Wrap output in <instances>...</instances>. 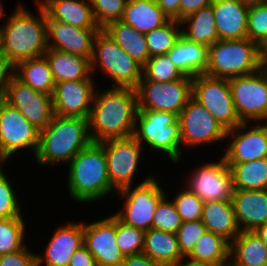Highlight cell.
Returning a JSON list of instances; mask_svg holds the SVG:
<instances>
[{
    "mask_svg": "<svg viewBox=\"0 0 267 266\" xmlns=\"http://www.w3.org/2000/svg\"><path fill=\"white\" fill-rule=\"evenodd\" d=\"M97 88L88 118L92 142L132 136L138 111L135 88ZM103 90V91H102Z\"/></svg>",
    "mask_w": 267,
    "mask_h": 266,
    "instance_id": "6da1fadb",
    "label": "cell"
},
{
    "mask_svg": "<svg viewBox=\"0 0 267 266\" xmlns=\"http://www.w3.org/2000/svg\"><path fill=\"white\" fill-rule=\"evenodd\" d=\"M34 1L38 15L20 2L0 26V53L14 66L22 60L43 56L48 50L46 13Z\"/></svg>",
    "mask_w": 267,
    "mask_h": 266,
    "instance_id": "7a4b0ae2",
    "label": "cell"
},
{
    "mask_svg": "<svg viewBox=\"0 0 267 266\" xmlns=\"http://www.w3.org/2000/svg\"><path fill=\"white\" fill-rule=\"evenodd\" d=\"M65 167L67 168V191L75 202L89 204L100 202L110 194L116 195L109 181L103 145L91 142ZM100 200V201H99Z\"/></svg>",
    "mask_w": 267,
    "mask_h": 266,
    "instance_id": "3957f363",
    "label": "cell"
},
{
    "mask_svg": "<svg viewBox=\"0 0 267 266\" xmlns=\"http://www.w3.org/2000/svg\"><path fill=\"white\" fill-rule=\"evenodd\" d=\"M91 142L87 118L54 115L47 127L40 131L35 162L43 168L66 166Z\"/></svg>",
    "mask_w": 267,
    "mask_h": 266,
    "instance_id": "277c9868",
    "label": "cell"
},
{
    "mask_svg": "<svg viewBox=\"0 0 267 266\" xmlns=\"http://www.w3.org/2000/svg\"><path fill=\"white\" fill-rule=\"evenodd\" d=\"M133 136L152 154H165L173 162L172 165L182 162V155L185 154L181 151L179 120L176 114L162 110H138Z\"/></svg>",
    "mask_w": 267,
    "mask_h": 266,
    "instance_id": "5b68a950",
    "label": "cell"
},
{
    "mask_svg": "<svg viewBox=\"0 0 267 266\" xmlns=\"http://www.w3.org/2000/svg\"><path fill=\"white\" fill-rule=\"evenodd\" d=\"M90 69L93 76L100 70V74L112 81L111 87L136 88L142 78L143 66L101 29L95 37Z\"/></svg>",
    "mask_w": 267,
    "mask_h": 266,
    "instance_id": "8992f818",
    "label": "cell"
},
{
    "mask_svg": "<svg viewBox=\"0 0 267 266\" xmlns=\"http://www.w3.org/2000/svg\"><path fill=\"white\" fill-rule=\"evenodd\" d=\"M154 174V175H152ZM147 175L136 185L128 186L116 193L123 200L113 214L123 223L144 232L152 228V221L158 202L168 194L155 173ZM121 209V210H120Z\"/></svg>",
    "mask_w": 267,
    "mask_h": 266,
    "instance_id": "52a82bcc",
    "label": "cell"
},
{
    "mask_svg": "<svg viewBox=\"0 0 267 266\" xmlns=\"http://www.w3.org/2000/svg\"><path fill=\"white\" fill-rule=\"evenodd\" d=\"M259 69L258 44L247 37L219 39L208 47L206 75L230 79L254 73Z\"/></svg>",
    "mask_w": 267,
    "mask_h": 266,
    "instance_id": "ba28073f",
    "label": "cell"
},
{
    "mask_svg": "<svg viewBox=\"0 0 267 266\" xmlns=\"http://www.w3.org/2000/svg\"><path fill=\"white\" fill-rule=\"evenodd\" d=\"M178 120L182 151L200 149V146L203 149L204 145L211 146L226 139L227 130L193 97L179 113Z\"/></svg>",
    "mask_w": 267,
    "mask_h": 266,
    "instance_id": "9c48e42d",
    "label": "cell"
},
{
    "mask_svg": "<svg viewBox=\"0 0 267 266\" xmlns=\"http://www.w3.org/2000/svg\"><path fill=\"white\" fill-rule=\"evenodd\" d=\"M40 130L32 125L17 109L1 98L0 107V163H6L29 149L35 157L39 147ZM31 150V151H30ZM21 151V152H20ZM19 152V153H18Z\"/></svg>",
    "mask_w": 267,
    "mask_h": 266,
    "instance_id": "30bf717a",
    "label": "cell"
},
{
    "mask_svg": "<svg viewBox=\"0 0 267 266\" xmlns=\"http://www.w3.org/2000/svg\"><path fill=\"white\" fill-rule=\"evenodd\" d=\"M228 82L241 123L267 122V71L259 69Z\"/></svg>",
    "mask_w": 267,
    "mask_h": 266,
    "instance_id": "8fae6325",
    "label": "cell"
},
{
    "mask_svg": "<svg viewBox=\"0 0 267 266\" xmlns=\"http://www.w3.org/2000/svg\"><path fill=\"white\" fill-rule=\"evenodd\" d=\"M210 161L200 162L199 166H194L195 169L190 168L186 174L188 179L183 183L184 187L203 202L231 201L235 189L225 159L221 155L217 161Z\"/></svg>",
    "mask_w": 267,
    "mask_h": 266,
    "instance_id": "7c38bea8",
    "label": "cell"
},
{
    "mask_svg": "<svg viewBox=\"0 0 267 266\" xmlns=\"http://www.w3.org/2000/svg\"><path fill=\"white\" fill-rule=\"evenodd\" d=\"M100 143L104 148L112 188L118 192L134 185L136 174L140 173L138 170L143 160L144 147L133 135L126 138L108 139Z\"/></svg>",
    "mask_w": 267,
    "mask_h": 266,
    "instance_id": "4fadbf2b",
    "label": "cell"
},
{
    "mask_svg": "<svg viewBox=\"0 0 267 266\" xmlns=\"http://www.w3.org/2000/svg\"><path fill=\"white\" fill-rule=\"evenodd\" d=\"M192 97L227 131L241 123L235 110L228 79L206 74L196 75L192 78Z\"/></svg>",
    "mask_w": 267,
    "mask_h": 266,
    "instance_id": "5bb4252c",
    "label": "cell"
},
{
    "mask_svg": "<svg viewBox=\"0 0 267 266\" xmlns=\"http://www.w3.org/2000/svg\"><path fill=\"white\" fill-rule=\"evenodd\" d=\"M138 110H162L177 116L192 97V78L170 82L140 81L135 88Z\"/></svg>",
    "mask_w": 267,
    "mask_h": 266,
    "instance_id": "9a60e30c",
    "label": "cell"
},
{
    "mask_svg": "<svg viewBox=\"0 0 267 266\" xmlns=\"http://www.w3.org/2000/svg\"><path fill=\"white\" fill-rule=\"evenodd\" d=\"M223 154L226 163H241L267 157V122L240 123L226 133Z\"/></svg>",
    "mask_w": 267,
    "mask_h": 266,
    "instance_id": "2e32d148",
    "label": "cell"
},
{
    "mask_svg": "<svg viewBox=\"0 0 267 266\" xmlns=\"http://www.w3.org/2000/svg\"><path fill=\"white\" fill-rule=\"evenodd\" d=\"M4 101L40 131L47 127L54 116L52 95L33 90L15 75L7 87Z\"/></svg>",
    "mask_w": 267,
    "mask_h": 266,
    "instance_id": "e0dca14e",
    "label": "cell"
},
{
    "mask_svg": "<svg viewBox=\"0 0 267 266\" xmlns=\"http://www.w3.org/2000/svg\"><path fill=\"white\" fill-rule=\"evenodd\" d=\"M83 245L92 253L97 266H120L125 257L116 243V216L84 220Z\"/></svg>",
    "mask_w": 267,
    "mask_h": 266,
    "instance_id": "ac0fdd59",
    "label": "cell"
},
{
    "mask_svg": "<svg viewBox=\"0 0 267 266\" xmlns=\"http://www.w3.org/2000/svg\"><path fill=\"white\" fill-rule=\"evenodd\" d=\"M96 80L61 81L52 94L54 115L89 118Z\"/></svg>",
    "mask_w": 267,
    "mask_h": 266,
    "instance_id": "d6986e66",
    "label": "cell"
},
{
    "mask_svg": "<svg viewBox=\"0 0 267 266\" xmlns=\"http://www.w3.org/2000/svg\"><path fill=\"white\" fill-rule=\"evenodd\" d=\"M83 232V219L59 224L42 252H36L37 266H68L72 255L83 245Z\"/></svg>",
    "mask_w": 267,
    "mask_h": 266,
    "instance_id": "ffe728a7",
    "label": "cell"
},
{
    "mask_svg": "<svg viewBox=\"0 0 267 266\" xmlns=\"http://www.w3.org/2000/svg\"><path fill=\"white\" fill-rule=\"evenodd\" d=\"M101 29H84L60 21H47V46L87 58L93 55L95 37Z\"/></svg>",
    "mask_w": 267,
    "mask_h": 266,
    "instance_id": "44dd1931",
    "label": "cell"
},
{
    "mask_svg": "<svg viewBox=\"0 0 267 266\" xmlns=\"http://www.w3.org/2000/svg\"><path fill=\"white\" fill-rule=\"evenodd\" d=\"M231 202L241 231H255L267 223V189L234 190Z\"/></svg>",
    "mask_w": 267,
    "mask_h": 266,
    "instance_id": "7402d4cb",
    "label": "cell"
},
{
    "mask_svg": "<svg viewBox=\"0 0 267 266\" xmlns=\"http://www.w3.org/2000/svg\"><path fill=\"white\" fill-rule=\"evenodd\" d=\"M248 8L239 0H213L212 9L220 40L247 37Z\"/></svg>",
    "mask_w": 267,
    "mask_h": 266,
    "instance_id": "603a6c76",
    "label": "cell"
},
{
    "mask_svg": "<svg viewBox=\"0 0 267 266\" xmlns=\"http://www.w3.org/2000/svg\"><path fill=\"white\" fill-rule=\"evenodd\" d=\"M44 8L47 21H60L84 29H100L90 0H37Z\"/></svg>",
    "mask_w": 267,
    "mask_h": 266,
    "instance_id": "cb8c5ba5",
    "label": "cell"
},
{
    "mask_svg": "<svg viewBox=\"0 0 267 266\" xmlns=\"http://www.w3.org/2000/svg\"><path fill=\"white\" fill-rule=\"evenodd\" d=\"M201 221L206 231H211L231 243L241 232L231 201L203 203Z\"/></svg>",
    "mask_w": 267,
    "mask_h": 266,
    "instance_id": "d4e9b609",
    "label": "cell"
},
{
    "mask_svg": "<svg viewBox=\"0 0 267 266\" xmlns=\"http://www.w3.org/2000/svg\"><path fill=\"white\" fill-rule=\"evenodd\" d=\"M55 83L61 81L97 80L91 74L90 61L82 56L48 49L44 54Z\"/></svg>",
    "mask_w": 267,
    "mask_h": 266,
    "instance_id": "484cf974",
    "label": "cell"
},
{
    "mask_svg": "<svg viewBox=\"0 0 267 266\" xmlns=\"http://www.w3.org/2000/svg\"><path fill=\"white\" fill-rule=\"evenodd\" d=\"M120 21L145 34L166 24L169 18L156 0H128Z\"/></svg>",
    "mask_w": 267,
    "mask_h": 266,
    "instance_id": "4316f807",
    "label": "cell"
},
{
    "mask_svg": "<svg viewBox=\"0 0 267 266\" xmlns=\"http://www.w3.org/2000/svg\"><path fill=\"white\" fill-rule=\"evenodd\" d=\"M167 55L185 76L193 78L196 75L205 74L208 47L188 41L181 36Z\"/></svg>",
    "mask_w": 267,
    "mask_h": 266,
    "instance_id": "83f0119b",
    "label": "cell"
},
{
    "mask_svg": "<svg viewBox=\"0 0 267 266\" xmlns=\"http://www.w3.org/2000/svg\"><path fill=\"white\" fill-rule=\"evenodd\" d=\"M230 261L235 266H263L267 245L255 231H241L230 243Z\"/></svg>",
    "mask_w": 267,
    "mask_h": 266,
    "instance_id": "f1b7e54d",
    "label": "cell"
},
{
    "mask_svg": "<svg viewBox=\"0 0 267 266\" xmlns=\"http://www.w3.org/2000/svg\"><path fill=\"white\" fill-rule=\"evenodd\" d=\"M179 22L181 36L188 41L209 47L219 40L212 4L197 10Z\"/></svg>",
    "mask_w": 267,
    "mask_h": 266,
    "instance_id": "f546056e",
    "label": "cell"
},
{
    "mask_svg": "<svg viewBox=\"0 0 267 266\" xmlns=\"http://www.w3.org/2000/svg\"><path fill=\"white\" fill-rule=\"evenodd\" d=\"M142 253L162 266L175 264L184 257L180 252L176 234L155 228L145 232Z\"/></svg>",
    "mask_w": 267,
    "mask_h": 266,
    "instance_id": "4dcf8cb0",
    "label": "cell"
},
{
    "mask_svg": "<svg viewBox=\"0 0 267 266\" xmlns=\"http://www.w3.org/2000/svg\"><path fill=\"white\" fill-rule=\"evenodd\" d=\"M15 76L37 92L52 95L55 81L46 57L25 59L15 65Z\"/></svg>",
    "mask_w": 267,
    "mask_h": 266,
    "instance_id": "1f68e13d",
    "label": "cell"
},
{
    "mask_svg": "<svg viewBox=\"0 0 267 266\" xmlns=\"http://www.w3.org/2000/svg\"><path fill=\"white\" fill-rule=\"evenodd\" d=\"M103 30L113 39L124 52L134 58L142 66L150 58L144 33L138 32L132 26L115 21Z\"/></svg>",
    "mask_w": 267,
    "mask_h": 266,
    "instance_id": "d6a6232c",
    "label": "cell"
},
{
    "mask_svg": "<svg viewBox=\"0 0 267 266\" xmlns=\"http://www.w3.org/2000/svg\"><path fill=\"white\" fill-rule=\"evenodd\" d=\"M235 190L267 189V157L241 163H226Z\"/></svg>",
    "mask_w": 267,
    "mask_h": 266,
    "instance_id": "836d02e7",
    "label": "cell"
},
{
    "mask_svg": "<svg viewBox=\"0 0 267 266\" xmlns=\"http://www.w3.org/2000/svg\"><path fill=\"white\" fill-rule=\"evenodd\" d=\"M187 257L211 266L221 265L230 261V243L211 231H205Z\"/></svg>",
    "mask_w": 267,
    "mask_h": 266,
    "instance_id": "e575fe53",
    "label": "cell"
},
{
    "mask_svg": "<svg viewBox=\"0 0 267 266\" xmlns=\"http://www.w3.org/2000/svg\"><path fill=\"white\" fill-rule=\"evenodd\" d=\"M23 214L14 218H0V255L16 252L27 242L26 222ZM26 242V243H25Z\"/></svg>",
    "mask_w": 267,
    "mask_h": 266,
    "instance_id": "d590c367",
    "label": "cell"
},
{
    "mask_svg": "<svg viewBox=\"0 0 267 266\" xmlns=\"http://www.w3.org/2000/svg\"><path fill=\"white\" fill-rule=\"evenodd\" d=\"M149 55L167 54L181 37L179 21L169 20L166 24L144 34Z\"/></svg>",
    "mask_w": 267,
    "mask_h": 266,
    "instance_id": "8d00e7d4",
    "label": "cell"
},
{
    "mask_svg": "<svg viewBox=\"0 0 267 266\" xmlns=\"http://www.w3.org/2000/svg\"><path fill=\"white\" fill-rule=\"evenodd\" d=\"M184 74L177 69L167 54L151 56L143 65L140 81L170 82L181 79Z\"/></svg>",
    "mask_w": 267,
    "mask_h": 266,
    "instance_id": "74e56055",
    "label": "cell"
},
{
    "mask_svg": "<svg viewBox=\"0 0 267 266\" xmlns=\"http://www.w3.org/2000/svg\"><path fill=\"white\" fill-rule=\"evenodd\" d=\"M4 165L0 163V218L9 219L21 216L23 205H20L21 199L18 197L21 195H18V189L15 190L16 186L8 178Z\"/></svg>",
    "mask_w": 267,
    "mask_h": 266,
    "instance_id": "f35d334b",
    "label": "cell"
},
{
    "mask_svg": "<svg viewBox=\"0 0 267 266\" xmlns=\"http://www.w3.org/2000/svg\"><path fill=\"white\" fill-rule=\"evenodd\" d=\"M144 239L143 230L129 226L116 217V243L124 257L142 253Z\"/></svg>",
    "mask_w": 267,
    "mask_h": 266,
    "instance_id": "ab89813d",
    "label": "cell"
},
{
    "mask_svg": "<svg viewBox=\"0 0 267 266\" xmlns=\"http://www.w3.org/2000/svg\"><path fill=\"white\" fill-rule=\"evenodd\" d=\"M169 194L165 195L157 204L153 221L152 228L176 233L179 227L182 225L181 216L178 214Z\"/></svg>",
    "mask_w": 267,
    "mask_h": 266,
    "instance_id": "60d3db41",
    "label": "cell"
},
{
    "mask_svg": "<svg viewBox=\"0 0 267 266\" xmlns=\"http://www.w3.org/2000/svg\"><path fill=\"white\" fill-rule=\"evenodd\" d=\"M179 188L177 194L172 195L174 198L171 197V200L178 214L181 216L182 221L201 220L204 202L186 187L183 186L181 190L180 185Z\"/></svg>",
    "mask_w": 267,
    "mask_h": 266,
    "instance_id": "b9f144b4",
    "label": "cell"
},
{
    "mask_svg": "<svg viewBox=\"0 0 267 266\" xmlns=\"http://www.w3.org/2000/svg\"><path fill=\"white\" fill-rule=\"evenodd\" d=\"M128 0H90L93 15L100 29L120 21Z\"/></svg>",
    "mask_w": 267,
    "mask_h": 266,
    "instance_id": "7bdbcfd3",
    "label": "cell"
},
{
    "mask_svg": "<svg viewBox=\"0 0 267 266\" xmlns=\"http://www.w3.org/2000/svg\"><path fill=\"white\" fill-rule=\"evenodd\" d=\"M247 38L257 44L267 38V3L248 8Z\"/></svg>",
    "mask_w": 267,
    "mask_h": 266,
    "instance_id": "ee69618b",
    "label": "cell"
},
{
    "mask_svg": "<svg viewBox=\"0 0 267 266\" xmlns=\"http://www.w3.org/2000/svg\"><path fill=\"white\" fill-rule=\"evenodd\" d=\"M205 231L206 228L201 220L182 222L175 234L180 252L184 257L191 253L195 243Z\"/></svg>",
    "mask_w": 267,
    "mask_h": 266,
    "instance_id": "f6af8a7d",
    "label": "cell"
},
{
    "mask_svg": "<svg viewBox=\"0 0 267 266\" xmlns=\"http://www.w3.org/2000/svg\"><path fill=\"white\" fill-rule=\"evenodd\" d=\"M28 245L29 242L16 252L0 255V266H37L36 252Z\"/></svg>",
    "mask_w": 267,
    "mask_h": 266,
    "instance_id": "bcb514c9",
    "label": "cell"
},
{
    "mask_svg": "<svg viewBox=\"0 0 267 266\" xmlns=\"http://www.w3.org/2000/svg\"><path fill=\"white\" fill-rule=\"evenodd\" d=\"M14 75L15 66L0 53V98H4Z\"/></svg>",
    "mask_w": 267,
    "mask_h": 266,
    "instance_id": "7dc6e473",
    "label": "cell"
},
{
    "mask_svg": "<svg viewBox=\"0 0 267 266\" xmlns=\"http://www.w3.org/2000/svg\"><path fill=\"white\" fill-rule=\"evenodd\" d=\"M68 266H97L92 253L82 245L72 255Z\"/></svg>",
    "mask_w": 267,
    "mask_h": 266,
    "instance_id": "c3c4849f",
    "label": "cell"
},
{
    "mask_svg": "<svg viewBox=\"0 0 267 266\" xmlns=\"http://www.w3.org/2000/svg\"><path fill=\"white\" fill-rule=\"evenodd\" d=\"M213 0H180V20L212 4Z\"/></svg>",
    "mask_w": 267,
    "mask_h": 266,
    "instance_id": "681fc988",
    "label": "cell"
},
{
    "mask_svg": "<svg viewBox=\"0 0 267 266\" xmlns=\"http://www.w3.org/2000/svg\"><path fill=\"white\" fill-rule=\"evenodd\" d=\"M159 8L169 20L180 21V0H156Z\"/></svg>",
    "mask_w": 267,
    "mask_h": 266,
    "instance_id": "f907efd6",
    "label": "cell"
},
{
    "mask_svg": "<svg viewBox=\"0 0 267 266\" xmlns=\"http://www.w3.org/2000/svg\"><path fill=\"white\" fill-rule=\"evenodd\" d=\"M123 266H162L161 264L154 262L148 256L143 253L125 257Z\"/></svg>",
    "mask_w": 267,
    "mask_h": 266,
    "instance_id": "816d5d0a",
    "label": "cell"
},
{
    "mask_svg": "<svg viewBox=\"0 0 267 266\" xmlns=\"http://www.w3.org/2000/svg\"><path fill=\"white\" fill-rule=\"evenodd\" d=\"M258 62L260 69L267 71V38L258 44Z\"/></svg>",
    "mask_w": 267,
    "mask_h": 266,
    "instance_id": "f5cc1de1",
    "label": "cell"
},
{
    "mask_svg": "<svg viewBox=\"0 0 267 266\" xmlns=\"http://www.w3.org/2000/svg\"><path fill=\"white\" fill-rule=\"evenodd\" d=\"M169 266H211L209 264L201 263L198 261H193L188 257H183L177 263L169 265Z\"/></svg>",
    "mask_w": 267,
    "mask_h": 266,
    "instance_id": "db71d44e",
    "label": "cell"
},
{
    "mask_svg": "<svg viewBox=\"0 0 267 266\" xmlns=\"http://www.w3.org/2000/svg\"><path fill=\"white\" fill-rule=\"evenodd\" d=\"M255 232L260 236L262 241L267 245V223L259 226Z\"/></svg>",
    "mask_w": 267,
    "mask_h": 266,
    "instance_id": "11a10c76",
    "label": "cell"
},
{
    "mask_svg": "<svg viewBox=\"0 0 267 266\" xmlns=\"http://www.w3.org/2000/svg\"><path fill=\"white\" fill-rule=\"evenodd\" d=\"M239 1L243 5H246L248 7L267 3V0H239Z\"/></svg>",
    "mask_w": 267,
    "mask_h": 266,
    "instance_id": "9f6ffc18",
    "label": "cell"
},
{
    "mask_svg": "<svg viewBox=\"0 0 267 266\" xmlns=\"http://www.w3.org/2000/svg\"><path fill=\"white\" fill-rule=\"evenodd\" d=\"M2 2H5V1L0 0V20H3V18L7 16L6 15L7 11L4 10V3L2 4Z\"/></svg>",
    "mask_w": 267,
    "mask_h": 266,
    "instance_id": "6f0895ef",
    "label": "cell"
},
{
    "mask_svg": "<svg viewBox=\"0 0 267 266\" xmlns=\"http://www.w3.org/2000/svg\"><path fill=\"white\" fill-rule=\"evenodd\" d=\"M217 266H235L231 261Z\"/></svg>",
    "mask_w": 267,
    "mask_h": 266,
    "instance_id": "680465c9",
    "label": "cell"
}]
</instances>
